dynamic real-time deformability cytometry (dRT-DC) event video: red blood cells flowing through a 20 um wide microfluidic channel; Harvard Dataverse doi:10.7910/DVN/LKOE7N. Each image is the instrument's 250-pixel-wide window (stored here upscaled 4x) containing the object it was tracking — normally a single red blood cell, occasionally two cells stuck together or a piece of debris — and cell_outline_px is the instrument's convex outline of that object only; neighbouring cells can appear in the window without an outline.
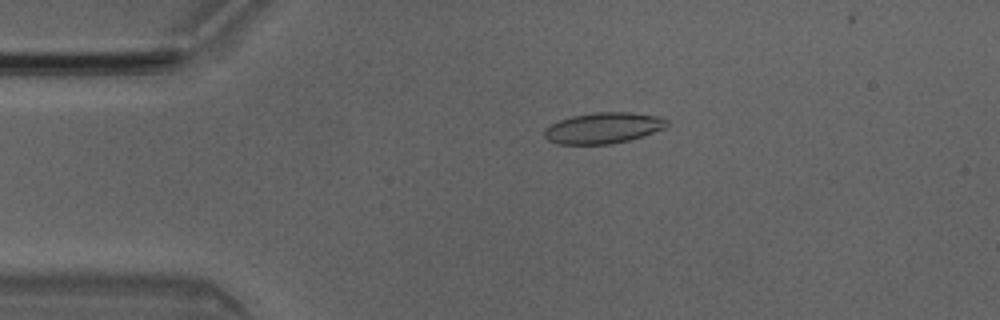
{"species": "Egyptian fruit bat (a non-hibernating species)", "species_latin": "Rousettus aegyptiacus", "temperature_condition": "room temperature", "stored_images_in_passage": 3, "camera_frame_rate_fps": 3000, "um_per_image_px": 0.085, "animal": {"sex": "male"}, "frame": {"image": 1, "passage_image": 2, "time_ms": 0.333, "image_size_px": [1000, 320], "cell_outline_px": [[668, 124], [664, 128], [628, 140], [612, 144], [560, 144], [548, 140], [544, 136], [544, 128], [560, 120], [572, 116], [592, 112], [632, 112], [656, 116], [668, 120]], "centroid_in_image_um": [51.25, 10.87], "position_along_channel_um": 33.8, "area_um2": 21.91}}